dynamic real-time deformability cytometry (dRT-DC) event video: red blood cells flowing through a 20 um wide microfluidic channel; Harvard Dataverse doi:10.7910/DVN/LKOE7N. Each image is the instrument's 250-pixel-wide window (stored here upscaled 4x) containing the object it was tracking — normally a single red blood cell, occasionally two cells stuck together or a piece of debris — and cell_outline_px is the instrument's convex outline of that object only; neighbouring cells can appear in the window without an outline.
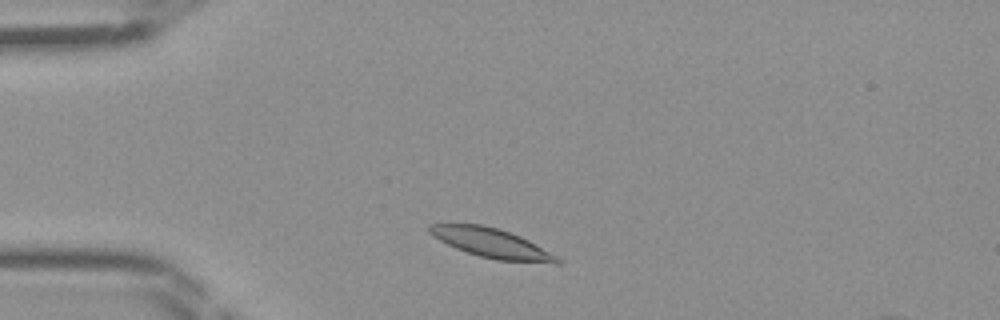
{"species": "Egyptian fruit bat (a non-hibernating species)", "species_latin": "Rousettus aegyptiacus", "temperature_condition": "room temperature", "stored_images_in_passage": 39, "segment_of_instrument_passage": [1, 2], "camera_frame_rate_fps": 3000, "um_per_image_px": 0.085, "frame": {"image": 1, "passage_image": 3, "time_ms": 0.667, "image_size_px": [1000, 320], "cell_outline_px": [[564, 260], [560, 264], [556, 264], [496, 260], [480, 256], [456, 248], [432, 236], [428, 232], [428, 224], [448, 220], [484, 224], [500, 228], [520, 236], [528, 240]], "centroid_in_image_um": [41.7, 20.6], "position_along_channel_um": 43.3, "area_um2": 22.77}}
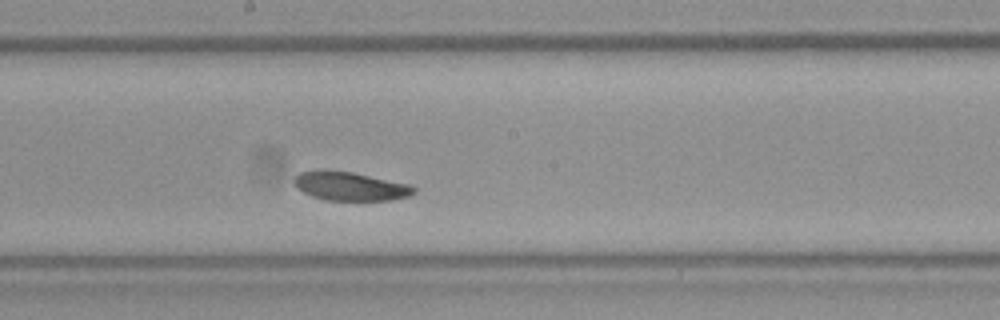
{"frame": {"image": 2, "passage_image": 17, "time_ms": 5.333, "image_size_px": [1000, 320], "cell_outline_px": [[416, 192], [408, 196], [392, 200], [324, 200], [312, 196], [296, 188], [292, 180], [300, 172], [320, 168], [324, 168], [352, 172], [412, 184], [416, 188]], "centroid_in_image_um": [29.75, 15.8], "position_along_channel_um": 218.5, "area_um2": 20.52}}
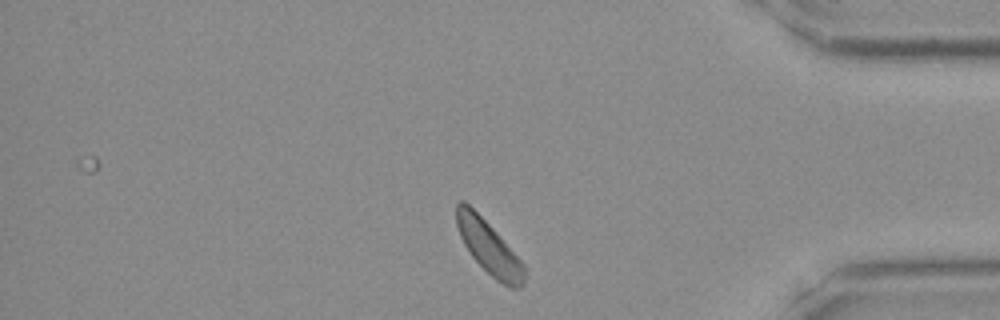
{"frame": {"image": 3, "passage_image": 31, "time_ms": 10.0, "image_size_px": [1000, 320], "cell_outline_px": [[528, 268], [524, 284], [520, 288], [512, 288], [496, 280], [472, 256], [464, 244], [460, 236], [456, 224], [456, 204], [460, 200], [464, 200], [496, 232]], "centroid_in_image_um": [41.59, 21.06], "position_along_channel_um": 393.6, "area_um2": 20.87}}